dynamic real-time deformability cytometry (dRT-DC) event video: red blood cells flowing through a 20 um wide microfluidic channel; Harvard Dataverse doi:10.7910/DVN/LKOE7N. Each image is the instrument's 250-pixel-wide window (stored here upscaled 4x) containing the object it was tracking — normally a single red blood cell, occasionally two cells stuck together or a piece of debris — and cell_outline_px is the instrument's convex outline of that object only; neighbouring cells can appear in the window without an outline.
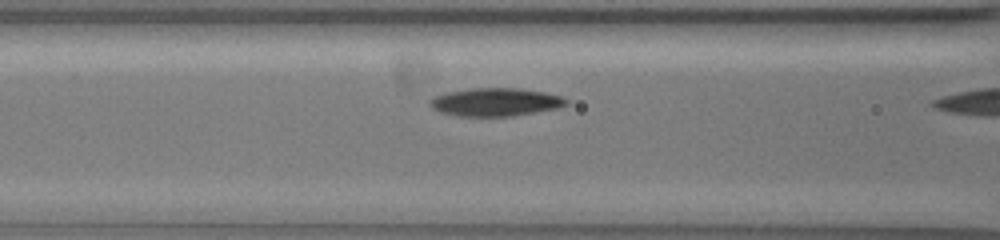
{"species": "common noctule bat (a hibernating species)", "species_latin": "Nyctalus noctula", "temperature_condition": "warm", "stored_images_in_passage": 9, "camera_frame_rate_fps": 3000, "um_per_image_px": 0.085, "animal": {"sex": "female", "body_mass_g": 19.5, "forearm_length_mm": 54.1}, "frame": {"image": 1, "passage_image": 8, "time_ms": 2.333, "image_size_px": [1000, 240], "cell_outline_px": [[568, 104], [560, 108], [512, 116], [456, 116], [440, 112], [432, 108], [428, 104], [428, 100], [432, 96], [448, 92], [472, 88], [520, 88], [544, 92], [564, 96], [568, 100]], "centroid_in_image_um": [42.12, 8.67], "position_along_channel_um": 124.5, "area_um2": 22.66}}